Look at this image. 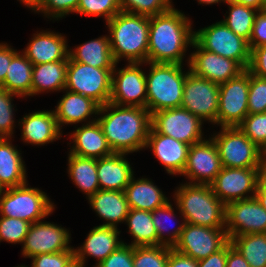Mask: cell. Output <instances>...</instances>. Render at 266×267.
I'll return each mask as SVG.
<instances>
[{
    "instance_id": "cell-1",
    "label": "cell",
    "mask_w": 266,
    "mask_h": 267,
    "mask_svg": "<svg viewBox=\"0 0 266 267\" xmlns=\"http://www.w3.org/2000/svg\"><path fill=\"white\" fill-rule=\"evenodd\" d=\"M101 114V115H100ZM97 121L113 153H134L145 149L151 128V113L144 107L100 106Z\"/></svg>"
},
{
    "instance_id": "cell-2",
    "label": "cell",
    "mask_w": 266,
    "mask_h": 267,
    "mask_svg": "<svg viewBox=\"0 0 266 267\" xmlns=\"http://www.w3.org/2000/svg\"><path fill=\"white\" fill-rule=\"evenodd\" d=\"M188 18L175 8L149 17L147 62L183 64L187 47H191L194 40Z\"/></svg>"
},
{
    "instance_id": "cell-3",
    "label": "cell",
    "mask_w": 266,
    "mask_h": 267,
    "mask_svg": "<svg viewBox=\"0 0 266 267\" xmlns=\"http://www.w3.org/2000/svg\"><path fill=\"white\" fill-rule=\"evenodd\" d=\"M109 42L116 63H146L148 58L149 17L120 11L106 22Z\"/></svg>"
},
{
    "instance_id": "cell-4",
    "label": "cell",
    "mask_w": 266,
    "mask_h": 267,
    "mask_svg": "<svg viewBox=\"0 0 266 267\" xmlns=\"http://www.w3.org/2000/svg\"><path fill=\"white\" fill-rule=\"evenodd\" d=\"M174 200L182 221L210 228H225L226 205L214 195L210 185L181 184L175 190Z\"/></svg>"
},
{
    "instance_id": "cell-5",
    "label": "cell",
    "mask_w": 266,
    "mask_h": 267,
    "mask_svg": "<svg viewBox=\"0 0 266 267\" xmlns=\"http://www.w3.org/2000/svg\"><path fill=\"white\" fill-rule=\"evenodd\" d=\"M147 63L150 69L148 75H145L146 109L153 114L160 110L181 107L188 71H183L182 64Z\"/></svg>"
},
{
    "instance_id": "cell-6",
    "label": "cell",
    "mask_w": 266,
    "mask_h": 267,
    "mask_svg": "<svg viewBox=\"0 0 266 267\" xmlns=\"http://www.w3.org/2000/svg\"><path fill=\"white\" fill-rule=\"evenodd\" d=\"M55 209L47 193L28 187V182L18 187L6 188L0 197V216L18 218L29 223L40 222Z\"/></svg>"
},
{
    "instance_id": "cell-7",
    "label": "cell",
    "mask_w": 266,
    "mask_h": 267,
    "mask_svg": "<svg viewBox=\"0 0 266 267\" xmlns=\"http://www.w3.org/2000/svg\"><path fill=\"white\" fill-rule=\"evenodd\" d=\"M220 129L211 138L217 146L222 167L259 168L264 160V152L238 127Z\"/></svg>"
},
{
    "instance_id": "cell-8",
    "label": "cell",
    "mask_w": 266,
    "mask_h": 267,
    "mask_svg": "<svg viewBox=\"0 0 266 267\" xmlns=\"http://www.w3.org/2000/svg\"><path fill=\"white\" fill-rule=\"evenodd\" d=\"M114 69L95 68L68 58L64 90L92 98L100 106L110 101Z\"/></svg>"
},
{
    "instance_id": "cell-9",
    "label": "cell",
    "mask_w": 266,
    "mask_h": 267,
    "mask_svg": "<svg viewBox=\"0 0 266 267\" xmlns=\"http://www.w3.org/2000/svg\"><path fill=\"white\" fill-rule=\"evenodd\" d=\"M194 40L203 49L232 59L247 70L251 53L249 42L236 35L222 20L194 31Z\"/></svg>"
},
{
    "instance_id": "cell-10",
    "label": "cell",
    "mask_w": 266,
    "mask_h": 267,
    "mask_svg": "<svg viewBox=\"0 0 266 267\" xmlns=\"http://www.w3.org/2000/svg\"><path fill=\"white\" fill-rule=\"evenodd\" d=\"M203 123L199 117L182 107L164 109L151 114V128L155 132L190 146L205 139L202 132Z\"/></svg>"
},
{
    "instance_id": "cell-11",
    "label": "cell",
    "mask_w": 266,
    "mask_h": 267,
    "mask_svg": "<svg viewBox=\"0 0 266 267\" xmlns=\"http://www.w3.org/2000/svg\"><path fill=\"white\" fill-rule=\"evenodd\" d=\"M181 107L203 122L217 124L219 84L199 77L188 69Z\"/></svg>"
},
{
    "instance_id": "cell-12",
    "label": "cell",
    "mask_w": 266,
    "mask_h": 267,
    "mask_svg": "<svg viewBox=\"0 0 266 267\" xmlns=\"http://www.w3.org/2000/svg\"><path fill=\"white\" fill-rule=\"evenodd\" d=\"M249 71L219 84L217 125L238 127L248 115Z\"/></svg>"
},
{
    "instance_id": "cell-13",
    "label": "cell",
    "mask_w": 266,
    "mask_h": 267,
    "mask_svg": "<svg viewBox=\"0 0 266 267\" xmlns=\"http://www.w3.org/2000/svg\"><path fill=\"white\" fill-rule=\"evenodd\" d=\"M142 64L145 63L130 62L118 70L115 64L109 102L118 106L146 108V72L140 68Z\"/></svg>"
},
{
    "instance_id": "cell-14",
    "label": "cell",
    "mask_w": 266,
    "mask_h": 267,
    "mask_svg": "<svg viewBox=\"0 0 266 267\" xmlns=\"http://www.w3.org/2000/svg\"><path fill=\"white\" fill-rule=\"evenodd\" d=\"M229 241L225 228H210L186 223L173 249L199 261L218 252Z\"/></svg>"
},
{
    "instance_id": "cell-15",
    "label": "cell",
    "mask_w": 266,
    "mask_h": 267,
    "mask_svg": "<svg viewBox=\"0 0 266 267\" xmlns=\"http://www.w3.org/2000/svg\"><path fill=\"white\" fill-rule=\"evenodd\" d=\"M257 182L258 168L222 167L210 186L214 195L227 205L255 197Z\"/></svg>"
},
{
    "instance_id": "cell-16",
    "label": "cell",
    "mask_w": 266,
    "mask_h": 267,
    "mask_svg": "<svg viewBox=\"0 0 266 267\" xmlns=\"http://www.w3.org/2000/svg\"><path fill=\"white\" fill-rule=\"evenodd\" d=\"M225 230L229 239L242 234L266 233V209L256 197L227 204Z\"/></svg>"
},
{
    "instance_id": "cell-17",
    "label": "cell",
    "mask_w": 266,
    "mask_h": 267,
    "mask_svg": "<svg viewBox=\"0 0 266 267\" xmlns=\"http://www.w3.org/2000/svg\"><path fill=\"white\" fill-rule=\"evenodd\" d=\"M191 46L196 51L187 59L188 68L199 77L221 84L245 71L238 62L203 49L195 40Z\"/></svg>"
},
{
    "instance_id": "cell-18",
    "label": "cell",
    "mask_w": 266,
    "mask_h": 267,
    "mask_svg": "<svg viewBox=\"0 0 266 267\" xmlns=\"http://www.w3.org/2000/svg\"><path fill=\"white\" fill-rule=\"evenodd\" d=\"M221 169L217 146L210 137L189 147L187 163L181 175L190 180L187 183L210 185Z\"/></svg>"
},
{
    "instance_id": "cell-19",
    "label": "cell",
    "mask_w": 266,
    "mask_h": 267,
    "mask_svg": "<svg viewBox=\"0 0 266 267\" xmlns=\"http://www.w3.org/2000/svg\"><path fill=\"white\" fill-rule=\"evenodd\" d=\"M69 230L50 222L32 223L24 239L22 255L25 258L44 253L71 250Z\"/></svg>"
},
{
    "instance_id": "cell-20",
    "label": "cell",
    "mask_w": 266,
    "mask_h": 267,
    "mask_svg": "<svg viewBox=\"0 0 266 267\" xmlns=\"http://www.w3.org/2000/svg\"><path fill=\"white\" fill-rule=\"evenodd\" d=\"M120 232L116 227L102 225L91 229L82 246L74 249L76 265L85 267L88 256L96 258V265L105 260L124 243V241L119 240Z\"/></svg>"
},
{
    "instance_id": "cell-21",
    "label": "cell",
    "mask_w": 266,
    "mask_h": 267,
    "mask_svg": "<svg viewBox=\"0 0 266 267\" xmlns=\"http://www.w3.org/2000/svg\"><path fill=\"white\" fill-rule=\"evenodd\" d=\"M150 148L170 175H181L185 169L190 145L150 128L145 148Z\"/></svg>"
},
{
    "instance_id": "cell-22",
    "label": "cell",
    "mask_w": 266,
    "mask_h": 267,
    "mask_svg": "<svg viewBox=\"0 0 266 267\" xmlns=\"http://www.w3.org/2000/svg\"><path fill=\"white\" fill-rule=\"evenodd\" d=\"M66 37L61 33L43 30L33 34L28 46L22 51L33 65L68 61L69 49Z\"/></svg>"
},
{
    "instance_id": "cell-23",
    "label": "cell",
    "mask_w": 266,
    "mask_h": 267,
    "mask_svg": "<svg viewBox=\"0 0 266 267\" xmlns=\"http://www.w3.org/2000/svg\"><path fill=\"white\" fill-rule=\"evenodd\" d=\"M18 124L22 127L23 142L31 145L44 146L62 138L55 112L51 110L33 111L18 121Z\"/></svg>"
},
{
    "instance_id": "cell-24",
    "label": "cell",
    "mask_w": 266,
    "mask_h": 267,
    "mask_svg": "<svg viewBox=\"0 0 266 267\" xmlns=\"http://www.w3.org/2000/svg\"><path fill=\"white\" fill-rule=\"evenodd\" d=\"M73 140L69 153L80 157L99 159L113 154L98 121L83 124L71 133Z\"/></svg>"
},
{
    "instance_id": "cell-25",
    "label": "cell",
    "mask_w": 266,
    "mask_h": 267,
    "mask_svg": "<svg viewBox=\"0 0 266 267\" xmlns=\"http://www.w3.org/2000/svg\"><path fill=\"white\" fill-rule=\"evenodd\" d=\"M65 91V95L58 101L55 110L56 119L60 129L64 124H77L80 122H86V124L97 121L96 118L89 121L91 115H97L100 105L92 98L83 96L79 93H75L69 90ZM89 121V122H88Z\"/></svg>"
},
{
    "instance_id": "cell-26",
    "label": "cell",
    "mask_w": 266,
    "mask_h": 267,
    "mask_svg": "<svg viewBox=\"0 0 266 267\" xmlns=\"http://www.w3.org/2000/svg\"><path fill=\"white\" fill-rule=\"evenodd\" d=\"M125 153H113L97 159V175L100 190L125 191L134 175Z\"/></svg>"
},
{
    "instance_id": "cell-27",
    "label": "cell",
    "mask_w": 266,
    "mask_h": 267,
    "mask_svg": "<svg viewBox=\"0 0 266 267\" xmlns=\"http://www.w3.org/2000/svg\"><path fill=\"white\" fill-rule=\"evenodd\" d=\"M87 199L97 216L106 221L102 226L118 228L125 222L130 208L124 191L99 190Z\"/></svg>"
},
{
    "instance_id": "cell-28",
    "label": "cell",
    "mask_w": 266,
    "mask_h": 267,
    "mask_svg": "<svg viewBox=\"0 0 266 267\" xmlns=\"http://www.w3.org/2000/svg\"><path fill=\"white\" fill-rule=\"evenodd\" d=\"M11 138H0V184L6 188L27 183L25 162Z\"/></svg>"
},
{
    "instance_id": "cell-29",
    "label": "cell",
    "mask_w": 266,
    "mask_h": 267,
    "mask_svg": "<svg viewBox=\"0 0 266 267\" xmlns=\"http://www.w3.org/2000/svg\"><path fill=\"white\" fill-rule=\"evenodd\" d=\"M153 183L148 178H131L124 191L130 209L153 212L169 201L162 190Z\"/></svg>"
},
{
    "instance_id": "cell-30",
    "label": "cell",
    "mask_w": 266,
    "mask_h": 267,
    "mask_svg": "<svg viewBox=\"0 0 266 267\" xmlns=\"http://www.w3.org/2000/svg\"><path fill=\"white\" fill-rule=\"evenodd\" d=\"M69 57L95 68L114 69L116 64L107 35L82 43L74 50L69 49Z\"/></svg>"
},
{
    "instance_id": "cell-31",
    "label": "cell",
    "mask_w": 266,
    "mask_h": 267,
    "mask_svg": "<svg viewBox=\"0 0 266 267\" xmlns=\"http://www.w3.org/2000/svg\"><path fill=\"white\" fill-rule=\"evenodd\" d=\"M68 61L33 65L31 96L39 93L63 91L66 85Z\"/></svg>"
},
{
    "instance_id": "cell-32",
    "label": "cell",
    "mask_w": 266,
    "mask_h": 267,
    "mask_svg": "<svg viewBox=\"0 0 266 267\" xmlns=\"http://www.w3.org/2000/svg\"><path fill=\"white\" fill-rule=\"evenodd\" d=\"M33 64L18 51L11 59L4 83L0 86L20 98L31 96Z\"/></svg>"
},
{
    "instance_id": "cell-33",
    "label": "cell",
    "mask_w": 266,
    "mask_h": 267,
    "mask_svg": "<svg viewBox=\"0 0 266 267\" xmlns=\"http://www.w3.org/2000/svg\"><path fill=\"white\" fill-rule=\"evenodd\" d=\"M68 174L74 185L89 198L99 188L97 159L68 154Z\"/></svg>"
},
{
    "instance_id": "cell-34",
    "label": "cell",
    "mask_w": 266,
    "mask_h": 267,
    "mask_svg": "<svg viewBox=\"0 0 266 267\" xmlns=\"http://www.w3.org/2000/svg\"><path fill=\"white\" fill-rule=\"evenodd\" d=\"M133 237L131 246H158V235L152 221V212L130 209L125 219Z\"/></svg>"
},
{
    "instance_id": "cell-35",
    "label": "cell",
    "mask_w": 266,
    "mask_h": 267,
    "mask_svg": "<svg viewBox=\"0 0 266 267\" xmlns=\"http://www.w3.org/2000/svg\"><path fill=\"white\" fill-rule=\"evenodd\" d=\"M229 240L251 267H266V233L242 234Z\"/></svg>"
},
{
    "instance_id": "cell-36",
    "label": "cell",
    "mask_w": 266,
    "mask_h": 267,
    "mask_svg": "<svg viewBox=\"0 0 266 267\" xmlns=\"http://www.w3.org/2000/svg\"><path fill=\"white\" fill-rule=\"evenodd\" d=\"M175 217L176 214L174 213V208L169 201L152 212V221L158 235V245H165L173 248L178 242L186 222L183 221L172 232L169 231V224H167V226L165 224L168 220L171 222V219H174Z\"/></svg>"
},
{
    "instance_id": "cell-37",
    "label": "cell",
    "mask_w": 266,
    "mask_h": 267,
    "mask_svg": "<svg viewBox=\"0 0 266 267\" xmlns=\"http://www.w3.org/2000/svg\"><path fill=\"white\" fill-rule=\"evenodd\" d=\"M229 8V15L222 21L229 27L236 35H239L249 41L252 33L255 15L258 10L227 1Z\"/></svg>"
},
{
    "instance_id": "cell-38",
    "label": "cell",
    "mask_w": 266,
    "mask_h": 267,
    "mask_svg": "<svg viewBox=\"0 0 266 267\" xmlns=\"http://www.w3.org/2000/svg\"><path fill=\"white\" fill-rule=\"evenodd\" d=\"M170 247L133 246L134 267H167Z\"/></svg>"
},
{
    "instance_id": "cell-39",
    "label": "cell",
    "mask_w": 266,
    "mask_h": 267,
    "mask_svg": "<svg viewBox=\"0 0 266 267\" xmlns=\"http://www.w3.org/2000/svg\"><path fill=\"white\" fill-rule=\"evenodd\" d=\"M121 11L152 17L173 8L172 0H119Z\"/></svg>"
},
{
    "instance_id": "cell-40",
    "label": "cell",
    "mask_w": 266,
    "mask_h": 267,
    "mask_svg": "<svg viewBox=\"0 0 266 267\" xmlns=\"http://www.w3.org/2000/svg\"><path fill=\"white\" fill-rule=\"evenodd\" d=\"M238 128L260 150L266 152V112L247 115Z\"/></svg>"
},
{
    "instance_id": "cell-41",
    "label": "cell",
    "mask_w": 266,
    "mask_h": 267,
    "mask_svg": "<svg viewBox=\"0 0 266 267\" xmlns=\"http://www.w3.org/2000/svg\"><path fill=\"white\" fill-rule=\"evenodd\" d=\"M120 11L119 0H79L76 13L85 16H101L107 22Z\"/></svg>"
},
{
    "instance_id": "cell-42",
    "label": "cell",
    "mask_w": 266,
    "mask_h": 267,
    "mask_svg": "<svg viewBox=\"0 0 266 267\" xmlns=\"http://www.w3.org/2000/svg\"><path fill=\"white\" fill-rule=\"evenodd\" d=\"M30 226H31V223L25 220L1 216L0 217V242L6 241L11 244L12 243L23 244Z\"/></svg>"
},
{
    "instance_id": "cell-43",
    "label": "cell",
    "mask_w": 266,
    "mask_h": 267,
    "mask_svg": "<svg viewBox=\"0 0 266 267\" xmlns=\"http://www.w3.org/2000/svg\"><path fill=\"white\" fill-rule=\"evenodd\" d=\"M13 97H20L0 87V138H12L15 129Z\"/></svg>"
},
{
    "instance_id": "cell-44",
    "label": "cell",
    "mask_w": 266,
    "mask_h": 267,
    "mask_svg": "<svg viewBox=\"0 0 266 267\" xmlns=\"http://www.w3.org/2000/svg\"><path fill=\"white\" fill-rule=\"evenodd\" d=\"M266 112V78L249 72L248 115Z\"/></svg>"
},
{
    "instance_id": "cell-45",
    "label": "cell",
    "mask_w": 266,
    "mask_h": 267,
    "mask_svg": "<svg viewBox=\"0 0 266 267\" xmlns=\"http://www.w3.org/2000/svg\"><path fill=\"white\" fill-rule=\"evenodd\" d=\"M31 267H78L75 263L74 247L56 253L33 256Z\"/></svg>"
},
{
    "instance_id": "cell-46",
    "label": "cell",
    "mask_w": 266,
    "mask_h": 267,
    "mask_svg": "<svg viewBox=\"0 0 266 267\" xmlns=\"http://www.w3.org/2000/svg\"><path fill=\"white\" fill-rule=\"evenodd\" d=\"M79 0H41L35 12L43 13L45 17L58 20L70 13H76Z\"/></svg>"
},
{
    "instance_id": "cell-47",
    "label": "cell",
    "mask_w": 266,
    "mask_h": 267,
    "mask_svg": "<svg viewBox=\"0 0 266 267\" xmlns=\"http://www.w3.org/2000/svg\"><path fill=\"white\" fill-rule=\"evenodd\" d=\"M93 267H134L133 264V246L123 243L105 260Z\"/></svg>"
},
{
    "instance_id": "cell-48",
    "label": "cell",
    "mask_w": 266,
    "mask_h": 267,
    "mask_svg": "<svg viewBox=\"0 0 266 267\" xmlns=\"http://www.w3.org/2000/svg\"><path fill=\"white\" fill-rule=\"evenodd\" d=\"M250 50L266 45V9L256 13L249 39Z\"/></svg>"
},
{
    "instance_id": "cell-49",
    "label": "cell",
    "mask_w": 266,
    "mask_h": 267,
    "mask_svg": "<svg viewBox=\"0 0 266 267\" xmlns=\"http://www.w3.org/2000/svg\"><path fill=\"white\" fill-rule=\"evenodd\" d=\"M247 70L260 78H266V45L251 49Z\"/></svg>"
},
{
    "instance_id": "cell-50",
    "label": "cell",
    "mask_w": 266,
    "mask_h": 267,
    "mask_svg": "<svg viewBox=\"0 0 266 267\" xmlns=\"http://www.w3.org/2000/svg\"><path fill=\"white\" fill-rule=\"evenodd\" d=\"M228 243L218 252L197 261L198 267H226Z\"/></svg>"
},
{
    "instance_id": "cell-51",
    "label": "cell",
    "mask_w": 266,
    "mask_h": 267,
    "mask_svg": "<svg viewBox=\"0 0 266 267\" xmlns=\"http://www.w3.org/2000/svg\"><path fill=\"white\" fill-rule=\"evenodd\" d=\"M18 51L11 48L7 43H0V86L4 83L7 69L11 63L12 57Z\"/></svg>"
},
{
    "instance_id": "cell-52",
    "label": "cell",
    "mask_w": 266,
    "mask_h": 267,
    "mask_svg": "<svg viewBox=\"0 0 266 267\" xmlns=\"http://www.w3.org/2000/svg\"><path fill=\"white\" fill-rule=\"evenodd\" d=\"M167 267H198V262L170 247Z\"/></svg>"
},
{
    "instance_id": "cell-53",
    "label": "cell",
    "mask_w": 266,
    "mask_h": 267,
    "mask_svg": "<svg viewBox=\"0 0 266 267\" xmlns=\"http://www.w3.org/2000/svg\"><path fill=\"white\" fill-rule=\"evenodd\" d=\"M226 267H251L230 241L228 242Z\"/></svg>"
},
{
    "instance_id": "cell-54",
    "label": "cell",
    "mask_w": 266,
    "mask_h": 267,
    "mask_svg": "<svg viewBox=\"0 0 266 267\" xmlns=\"http://www.w3.org/2000/svg\"><path fill=\"white\" fill-rule=\"evenodd\" d=\"M256 192H266V160L258 168V182Z\"/></svg>"
},
{
    "instance_id": "cell-55",
    "label": "cell",
    "mask_w": 266,
    "mask_h": 267,
    "mask_svg": "<svg viewBox=\"0 0 266 267\" xmlns=\"http://www.w3.org/2000/svg\"><path fill=\"white\" fill-rule=\"evenodd\" d=\"M237 4L254 8L258 11L266 9V0H228Z\"/></svg>"
},
{
    "instance_id": "cell-56",
    "label": "cell",
    "mask_w": 266,
    "mask_h": 267,
    "mask_svg": "<svg viewBox=\"0 0 266 267\" xmlns=\"http://www.w3.org/2000/svg\"><path fill=\"white\" fill-rule=\"evenodd\" d=\"M18 1L25 4L26 7L30 8V10H33L34 12L37 10L41 2V0H18Z\"/></svg>"
},
{
    "instance_id": "cell-57",
    "label": "cell",
    "mask_w": 266,
    "mask_h": 267,
    "mask_svg": "<svg viewBox=\"0 0 266 267\" xmlns=\"http://www.w3.org/2000/svg\"><path fill=\"white\" fill-rule=\"evenodd\" d=\"M255 197L260 202L261 206L266 209V192H256Z\"/></svg>"
},
{
    "instance_id": "cell-58",
    "label": "cell",
    "mask_w": 266,
    "mask_h": 267,
    "mask_svg": "<svg viewBox=\"0 0 266 267\" xmlns=\"http://www.w3.org/2000/svg\"><path fill=\"white\" fill-rule=\"evenodd\" d=\"M198 4H206V5H212V4H218V3H226L227 0H197Z\"/></svg>"
},
{
    "instance_id": "cell-59",
    "label": "cell",
    "mask_w": 266,
    "mask_h": 267,
    "mask_svg": "<svg viewBox=\"0 0 266 267\" xmlns=\"http://www.w3.org/2000/svg\"><path fill=\"white\" fill-rule=\"evenodd\" d=\"M5 191V187H3L1 184H0V197L3 195Z\"/></svg>"
}]
</instances>
